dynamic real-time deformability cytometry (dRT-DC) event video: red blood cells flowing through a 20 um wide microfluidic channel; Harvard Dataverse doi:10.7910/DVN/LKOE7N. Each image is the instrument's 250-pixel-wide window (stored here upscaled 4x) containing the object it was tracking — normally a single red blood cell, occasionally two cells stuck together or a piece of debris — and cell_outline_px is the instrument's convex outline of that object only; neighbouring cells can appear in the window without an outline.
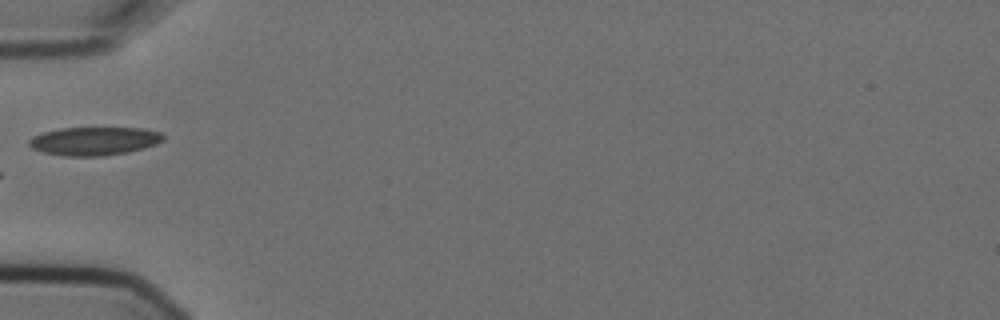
{"species": "Egyptian fruit bat (a non-hibernating species)", "species_latin": "Rousettus aegyptiacus", "temperature_condition": "cold", "stored_images_in_passage": 5, "camera_frame_rate_fps": 3000, "um_per_image_px": 0.085, "animal": {"sex": "female"}, "frame": {"image": 1, "passage_image": 4, "time_ms": 1.0, "image_size_px": [1000, 320], "cell_outline_px": [[164, 140], [156, 144], [144, 148], [128, 152], [100, 156], [64, 156], [44, 152], [32, 148], [28, 144], [28, 140], [32, 136], [44, 132], [60, 128], [144, 128], [160, 132], [164, 136]], "centroid_in_image_um": [8.01, 11.99], "position_along_channel_um": 77.0, "area_um2": 22.2}}
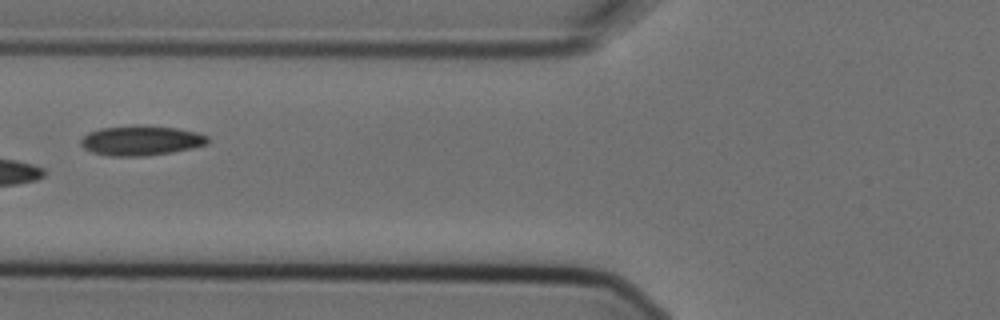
{"frame": {"image": 2, "passage_image": 5, "time_ms": 1.333, "image_size_px": [1000, 320], "cell_outline_px": [[208, 144], [192, 148], [172, 152], [144, 156], [112, 156], [92, 152], [84, 148], [80, 144], [80, 140], [88, 132], [100, 128], [140, 124], [176, 128], [196, 132], [208, 136]], "centroid_in_image_um": [11.98, 11.93], "position_along_channel_um": 113.8, "area_um2": 22.2}}